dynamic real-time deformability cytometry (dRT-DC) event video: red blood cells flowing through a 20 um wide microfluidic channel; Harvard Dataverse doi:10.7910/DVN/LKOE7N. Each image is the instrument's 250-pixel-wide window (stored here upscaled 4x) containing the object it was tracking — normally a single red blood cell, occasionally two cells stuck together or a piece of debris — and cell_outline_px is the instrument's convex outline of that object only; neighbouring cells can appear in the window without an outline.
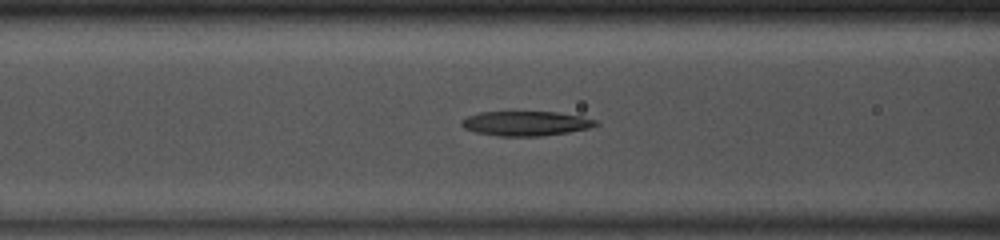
{"species": "common noctule bat (a hibernating species)", "species_latin": "Nyctalus noctula", "temperature_condition": "room temperature", "stored_images_in_passage": 47, "camera_frame_rate_fps": 3000, "um_per_image_px": 0.085, "animal": {"sex": "male", "body_mass_g": 13.0, "forearm_length_mm": 53.1}, "frame": {"image": 1, "passage_image": 18, "time_ms": 5.667, "image_size_px": [1000, 240], "cell_outline_px": [[600, 124], [592, 128], [568, 132], [540, 136], [496, 136], [476, 132], [464, 128], [460, 124], [460, 120], [468, 116], [480, 112], [556, 112], [580, 116], [596, 120]], "centroid_in_image_um": [44.7, 10.49], "position_along_channel_um": 121.9, "area_um2": 19.31}}
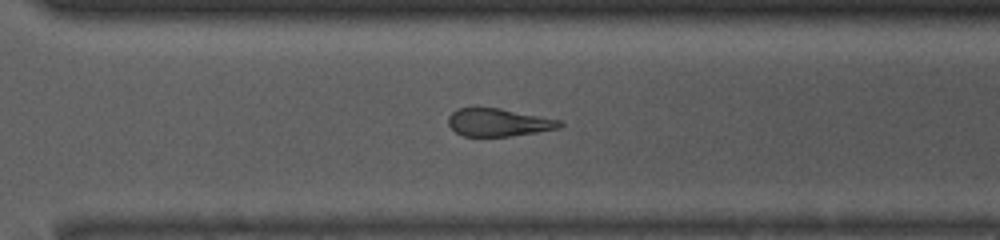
{"frame": {"image": 2, "passage_image": 33, "time_ms": 10.667, "image_size_px": [1000, 240], "cell_outline_px": [[564, 124], [560, 128], [512, 136], [464, 136], [456, 132], [448, 124], [448, 116], [456, 108], [500, 108], [564, 120]], "centroid_in_image_um": [42.42, 10.4], "position_along_channel_um": 328.2, "area_um2": 18.21}}
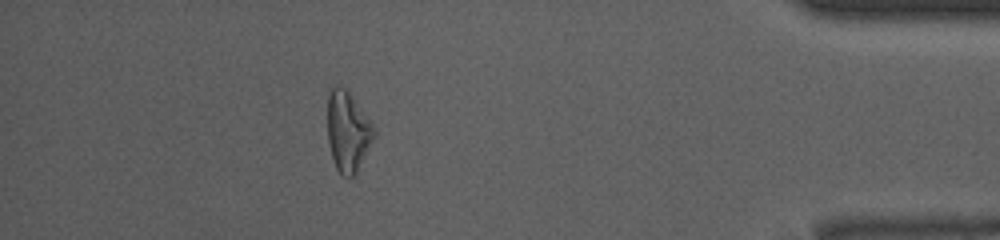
{"frame": {"image": 3, "passage_image": 42, "time_ms": 13.667, "image_size_px": [1000, 240], "cell_outline_px": [[376, 136], [356, 176], [344, 176], [336, 168], [332, 156], [328, 140], [328, 88], [336, 84], [344, 88], [356, 100], [376, 128]], "centroid_in_image_um": [29.59, 11.16], "position_along_channel_um": 405.6, "area_um2": 22.14}, "authors_computed_cell_mechanics": {"area_um2": 20.3456, "velocity_mm_per_s": 4.1357, "shape_relaxation_time_tau1_ms": 3.6594, "shape_relaxation_time_tau2_ms": 8.0511, "deformation_change_tau1": 0.1396, "deformation_change_tau2": 0.194}}